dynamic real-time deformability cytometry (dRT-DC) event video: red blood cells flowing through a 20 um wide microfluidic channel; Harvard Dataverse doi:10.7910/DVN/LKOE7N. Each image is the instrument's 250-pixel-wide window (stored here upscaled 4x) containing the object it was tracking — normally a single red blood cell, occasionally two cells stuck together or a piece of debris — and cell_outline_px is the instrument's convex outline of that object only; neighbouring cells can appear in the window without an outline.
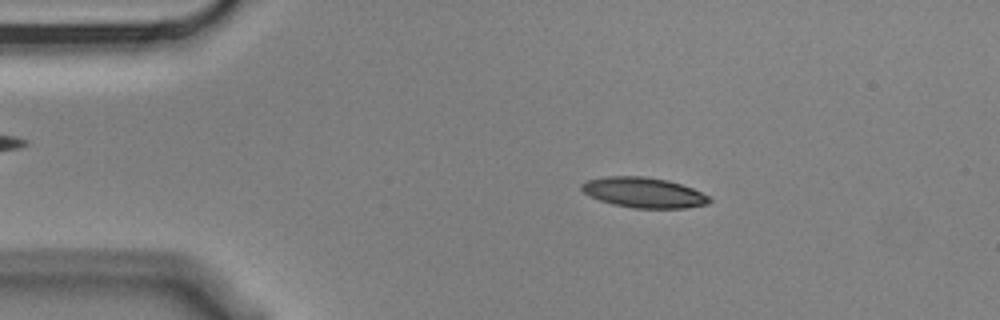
{"species": "Egyptian fruit bat (a non-hibernating species)", "species_latin": "Rousettus aegyptiacus", "temperature_condition": "cold", "stored_images_in_passage": 4, "camera_frame_rate_fps": 3000, "um_per_image_px": 0.085, "animal": {"sex": "male"}, "frame": {"image": 1, "passage_image": 2, "time_ms": 0.333, "image_size_px": [1000, 320], "cell_outline_px": [[712, 200], [708, 204], [684, 208], [632, 208], [612, 204], [600, 200], [584, 192], [580, 188], [580, 184], [588, 180], [604, 176], [644, 176], [668, 180], [692, 188], [712, 196]], "centroid_in_image_um": [54.75, 16.36], "position_along_channel_um": 30.3, "area_um2": 22.66}}
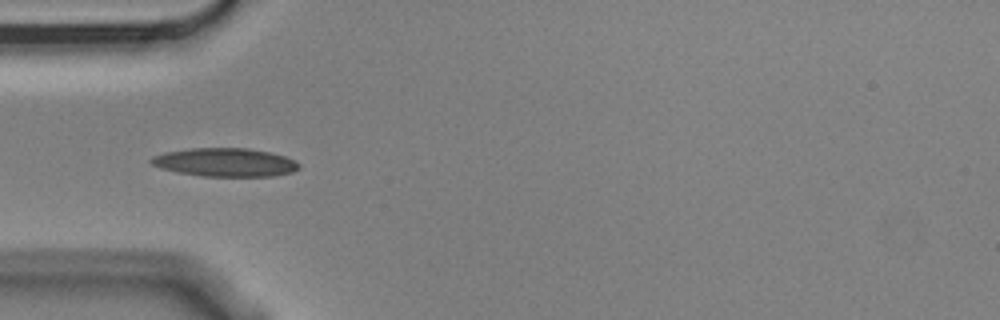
{"frame": {"image": 2, "passage_image": 4, "time_ms": 1.0, "image_size_px": [1000, 320], "cell_outline_px": [[300, 168], [292, 172], [272, 176], [200, 176], [176, 172], [160, 168], [152, 164], [148, 160], [152, 156], [164, 152], [192, 148], [248, 148], [268, 152], [284, 156], [300, 164]], "centroid_in_image_um": [19.09, 13.8], "position_along_channel_um": 65.9, "area_um2": 24.51}}